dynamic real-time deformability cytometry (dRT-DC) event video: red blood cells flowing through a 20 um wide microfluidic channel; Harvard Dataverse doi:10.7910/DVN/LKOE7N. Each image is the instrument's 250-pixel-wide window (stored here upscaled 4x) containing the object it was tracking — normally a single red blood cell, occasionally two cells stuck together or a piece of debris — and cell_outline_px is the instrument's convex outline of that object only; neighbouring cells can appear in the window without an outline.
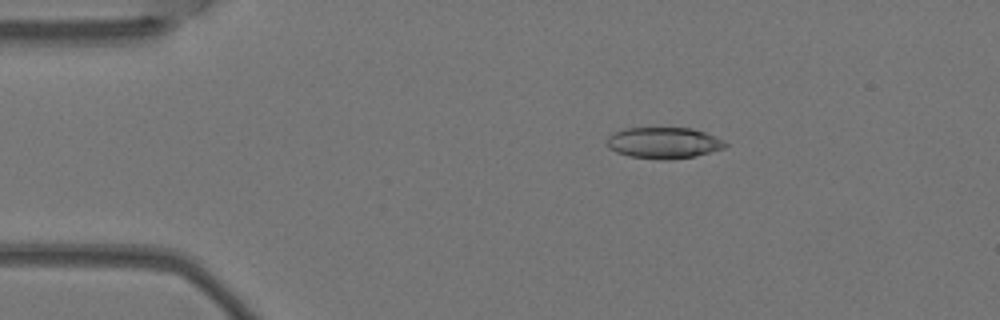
{"species": "Egyptian fruit bat (a non-hibernating species)", "species_latin": "Rousettus aegyptiacus", "temperature_condition": "warm", "stored_images_in_passage": 4, "camera_frame_rate_fps": 3000, "um_per_image_px": 0.085, "animal": {"sex": "female"}, "frame": {"image": 1, "passage_image": 2, "time_ms": 0.333, "image_size_px": [1000, 320], "cell_outline_px": [[728, 144], [724, 148], [696, 156], [668, 160], [660, 160], [628, 156], [616, 152], [608, 148], [608, 136], [624, 128], [692, 128], [704, 132], [724, 140]], "centroid_in_image_um": [56.42, 12.15], "position_along_channel_um": 28.6, "area_um2": 21.56}}
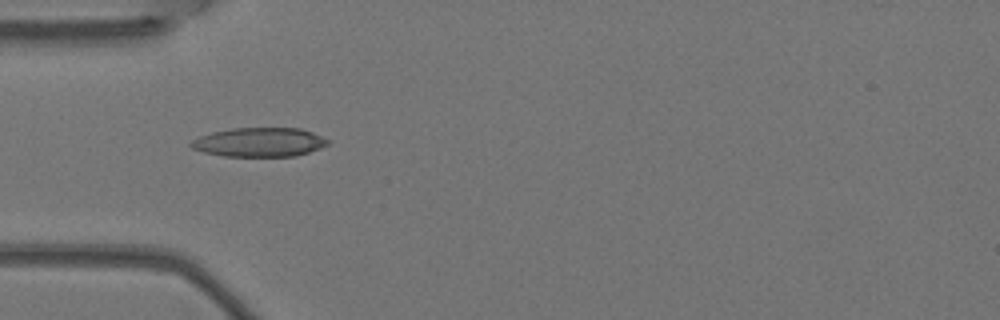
{"frame": {"image": 2, "passage_image": 3, "time_ms": 0.667, "image_size_px": [1000, 320], "cell_outline_px": [[332, 140], [328, 144], [320, 148], [296, 156], [224, 156], [204, 152], [192, 148], [188, 144], [192, 140], [200, 136], [212, 132], [232, 128], [300, 128], [312, 132]], "centroid_in_image_um": [22.06, 12.08], "position_along_channel_um": 62.9, "area_um2": 23.24}}
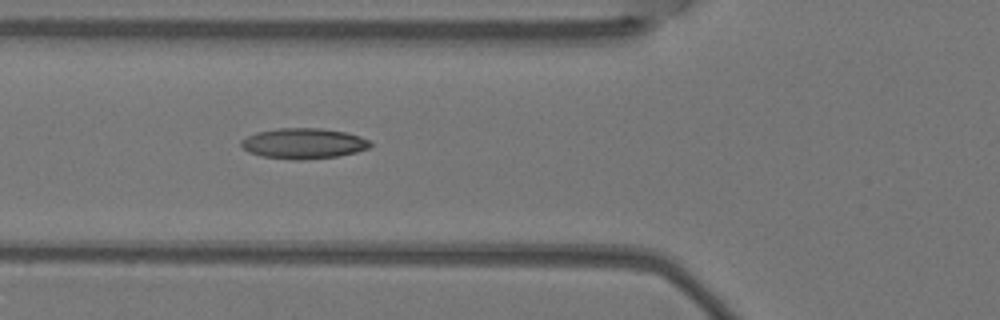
{"frame": {"image": 3, "passage_image": 4, "time_ms": 1.0, "image_size_px": [1000, 320], "cell_outline_px": [[372, 144], [368, 148], [356, 152], [336, 156], [304, 160], [296, 160], [260, 156], [248, 152], [240, 144], [240, 140], [256, 132], [280, 128], [324, 128], [348, 132], [360, 136], [368, 140]], "centroid_in_image_um": [25.8, 12.19], "position_along_channel_um": 100.0, "area_um2": 23.06}}